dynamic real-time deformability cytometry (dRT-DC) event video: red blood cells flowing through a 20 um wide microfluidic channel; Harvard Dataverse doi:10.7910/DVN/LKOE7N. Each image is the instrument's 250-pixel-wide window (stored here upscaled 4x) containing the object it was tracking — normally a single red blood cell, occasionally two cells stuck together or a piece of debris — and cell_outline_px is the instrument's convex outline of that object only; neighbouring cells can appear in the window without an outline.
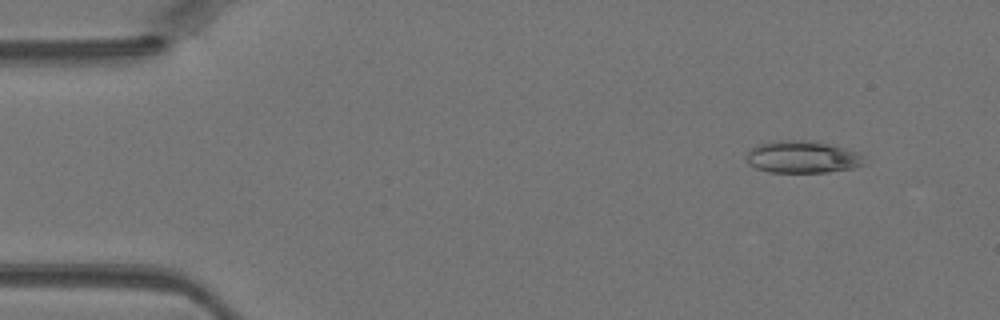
{"species": "Egyptian fruit bat (a non-hibernating species)", "species_latin": "Rousettus aegyptiacus", "temperature_condition": "warm", "stored_images_in_passage": 23, "camera_frame_rate_fps": 3000, "um_per_image_px": 0.085, "animal": {"sex": "female"}, "frame": {"image": 1, "passage_image": 1, "time_ms": 0.0, "image_size_px": [1000, 320], "cell_outline_px": [[868, 164], [852, 168], [828, 172], [768, 172], [756, 168], [748, 164], [744, 156], [752, 148], [760, 144], [784, 140], [804, 140], [828, 144], [860, 152]], "centroid_in_image_um": [68.23, 13.36], "position_along_channel_um": 16.8, "area_um2": 22.14}}
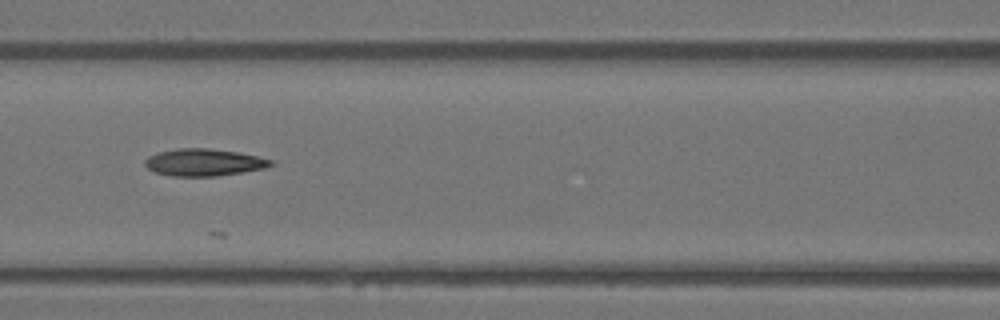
{"frame": {"image": 2, "passage_image": 16, "time_ms": 5.0, "image_size_px": [1000, 320], "cell_outline_px": [[276, 164], [264, 168], [216, 176], [172, 176], [156, 172], [148, 168], [144, 164], [144, 160], [148, 156], [160, 152], [176, 148], [208, 148], [236, 152], [256, 156], [272, 160]], "centroid_in_image_um": [17.31, 13.8], "position_along_channel_um": 149.3, "area_um2": 19.71}}
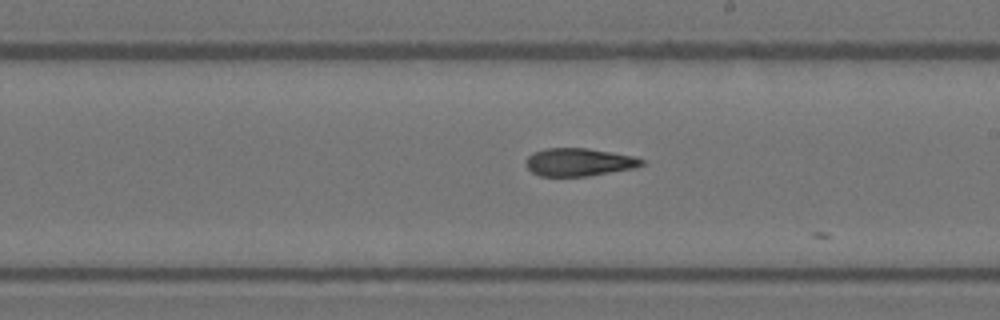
{"frame": {"image": 3, "passage_image": 22, "time_ms": 7.0, "image_size_px": [1000, 320], "cell_outline_px": [[644, 164], [636, 168], [588, 176], [540, 176], [532, 172], [528, 168], [528, 156], [532, 152], [544, 148], [588, 148], [636, 156], [644, 160]], "centroid_in_image_um": [49.26, 13.77], "position_along_channel_um": 239.7, "area_um2": 18.9}}